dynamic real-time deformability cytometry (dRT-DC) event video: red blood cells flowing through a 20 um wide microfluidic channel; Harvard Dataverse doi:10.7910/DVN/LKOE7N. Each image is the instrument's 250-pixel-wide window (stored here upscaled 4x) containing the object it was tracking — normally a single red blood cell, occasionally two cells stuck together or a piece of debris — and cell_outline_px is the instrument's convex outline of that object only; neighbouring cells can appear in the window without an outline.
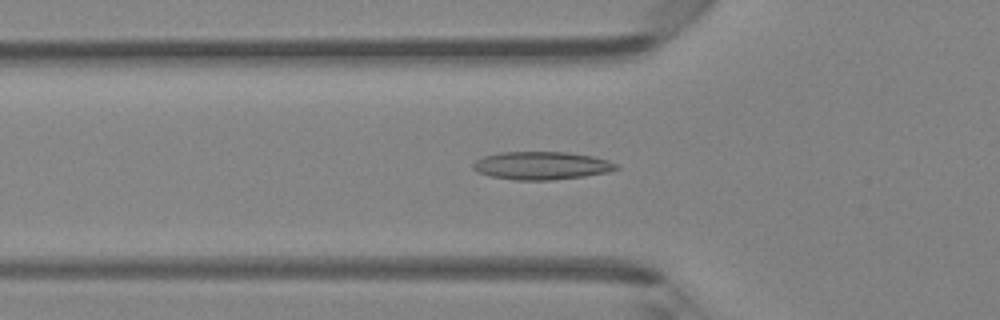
{"species": "Egyptian fruit bat (a non-hibernating species)", "species_latin": "Rousettus aegyptiacus", "temperature_condition": "room temperature", "stored_images_in_passage": 46, "camera_frame_rate_fps": 3000, "um_per_image_px": 0.085, "animal": {"sex": "female"}, "frame": {"image": 1, "passage_image": 15, "time_ms": 4.667, "image_size_px": [1000, 320], "cell_outline_px": [[620, 168], [608, 172], [584, 176], [552, 180], [516, 180], [492, 176], [476, 172], [472, 168], [472, 164], [476, 160], [484, 156], [500, 152], [568, 152], [592, 156], [608, 160], [616, 164]], "centroid_in_image_um": [46.02, 14.07], "position_along_channel_um": 79.8, "area_um2": 23.35}}
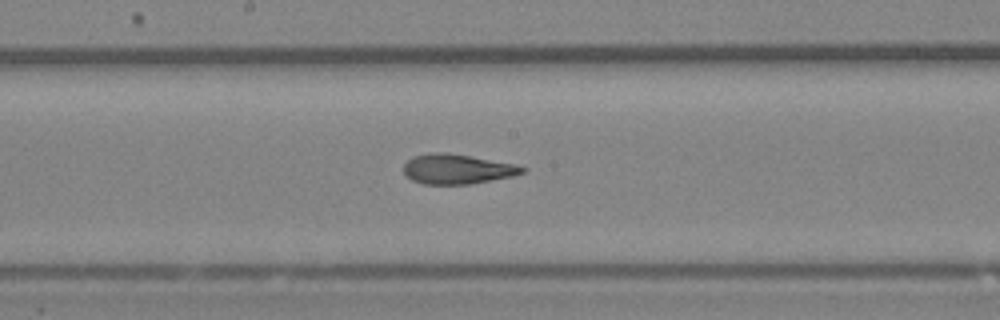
{"frame": {"image": 2, "passage_image": 24, "time_ms": 7.667, "image_size_px": [1000, 320], "cell_outline_px": [[528, 168], [524, 172], [512, 176], [468, 184], [420, 184], [412, 180], [404, 172], [404, 164], [412, 156], [432, 152], [448, 152], [516, 164]], "centroid_in_image_um": [38.85, 14.36], "position_along_channel_um": 209.4, "area_um2": 20.63}}
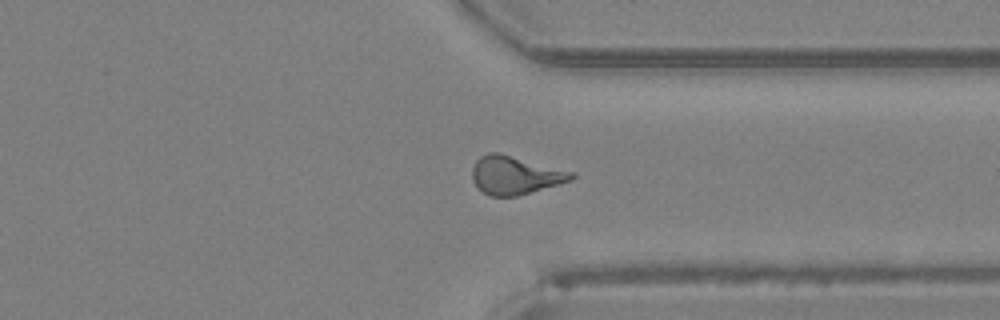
{"frame": {"image": 3, "passage_image": 35, "time_ms": 11.333, "image_size_px": [1000, 320], "cell_outline_px": [[576, 176], [572, 180], [516, 196], [488, 196], [472, 180], [472, 168], [476, 160], [480, 156], [488, 152], [496, 152], [572, 172]], "centroid_in_image_um": [43.74, 14.89], "position_along_channel_um": 367.7, "area_um2": 21.62}, "authors_computed_cell_mechanics": {"area_um2": 21.5594, "velocity_mm_per_s": 4.3166, "shape_relaxation_time_tau1_ms": 7.4988, "shape_relaxation_time_tau2_ms": 1.8497, "deformation_change_tau1": 0.2108, "deformation_change_tau2": 0.1008}}